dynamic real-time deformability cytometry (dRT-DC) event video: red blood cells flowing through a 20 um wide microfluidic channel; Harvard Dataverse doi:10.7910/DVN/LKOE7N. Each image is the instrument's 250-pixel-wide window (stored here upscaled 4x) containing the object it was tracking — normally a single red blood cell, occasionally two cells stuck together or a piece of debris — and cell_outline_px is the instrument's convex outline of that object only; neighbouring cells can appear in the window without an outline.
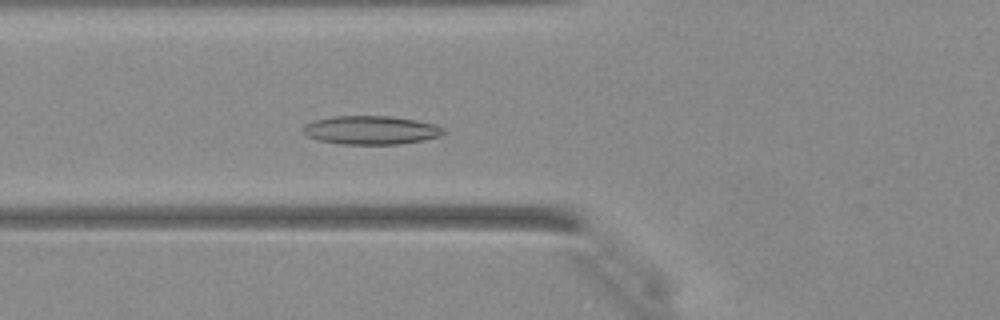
{"species": "Egyptian fruit bat (a non-hibernating species)", "species_latin": "Rousettus aegyptiacus", "temperature_condition": "warm", "stored_images_in_passage": 42, "camera_frame_rate_fps": 3000, "um_per_image_px": 0.085, "animal": {"sex": "female"}, "frame": {"image": 1, "passage_image": 15, "time_ms": 4.667, "image_size_px": [1000, 320], "cell_outline_px": [[448, 132], [440, 136], [424, 140], [396, 144], [340, 144], [320, 140], [308, 136], [300, 128], [304, 124], [312, 120], [332, 116], [392, 116], [416, 120], [436, 124], [444, 128]], "centroid_in_image_um": [31.54, 11.05], "position_along_channel_um": 94.3, "area_um2": 23.64}}
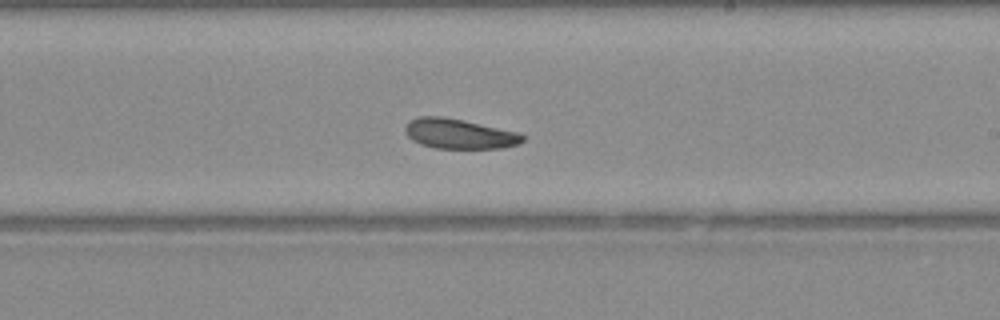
{"frame": {"image": 2, "passage_image": 25, "time_ms": 8.0, "image_size_px": [1000, 320], "cell_outline_px": [[524, 140], [520, 144], [500, 148], [432, 148], [420, 144], [412, 140], [404, 132], [404, 124], [408, 120], [420, 116], [444, 116], [464, 120], [520, 132], [524, 136]], "centroid_in_image_um": [39.01, 11.36], "position_along_channel_um": 250.0, "area_um2": 20.87}}
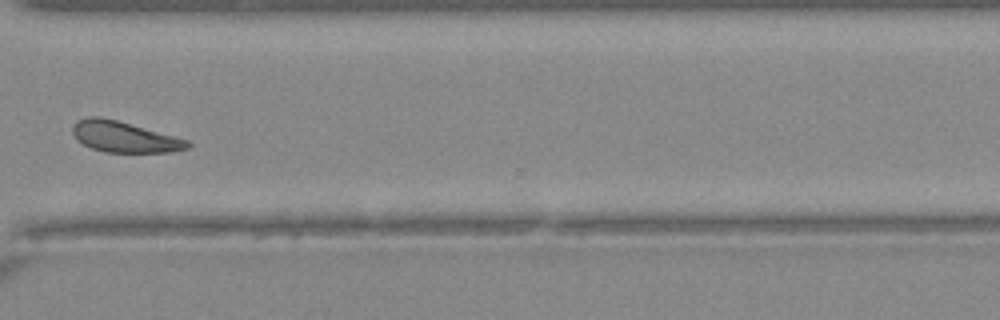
{"frame": {"image": 3, "passage_image": 32, "time_ms": 10.333, "image_size_px": [1000, 320], "cell_outline_px": [[192, 148], [172, 152], [104, 152], [92, 148], [76, 140], [72, 132], [72, 128], [76, 120], [88, 116], [100, 116], [116, 120], [188, 140], [192, 144]], "centroid_in_image_um": [10.56, 11.64], "position_along_channel_um": 360.0, "area_um2": 20.69}}